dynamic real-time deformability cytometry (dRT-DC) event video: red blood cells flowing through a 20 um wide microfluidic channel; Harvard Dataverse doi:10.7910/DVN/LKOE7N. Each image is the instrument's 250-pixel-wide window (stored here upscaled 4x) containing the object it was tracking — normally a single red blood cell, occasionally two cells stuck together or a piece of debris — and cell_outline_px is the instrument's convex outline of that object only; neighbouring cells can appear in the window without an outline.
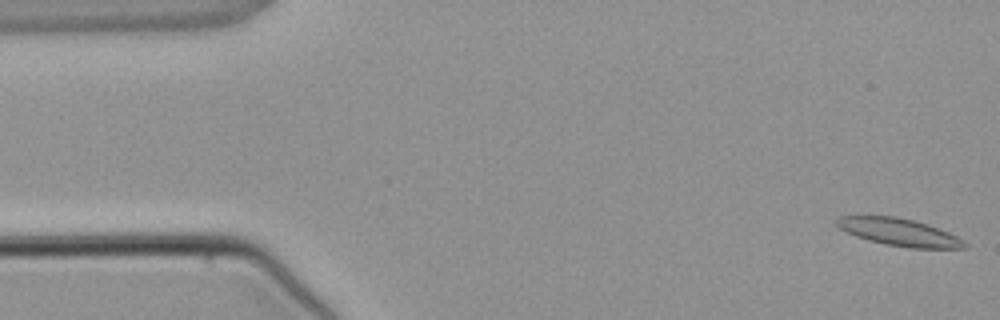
{"species": "common noctule bat (a hibernating species)", "species_latin": "Nyctalus noctula", "temperature_condition": "warm", "stored_images_in_passage": 4, "camera_frame_rate_fps": 3000, "um_per_image_px": 0.085, "animal": {"sex": "male", "body_mass_g": 21.5, "forearm_length_mm": 52.0}, "frame": {"image": 1, "passage_image": 1, "time_ms": 0.0, "image_size_px": [1000, 320], "cell_outline_px": [[968, 248], [908, 248], [884, 244], [868, 240], [856, 236], [840, 228], [836, 224], [836, 220], [840, 216], [896, 216], [912, 220], [948, 232], [964, 240], [968, 244]], "centroid_in_image_um": [76.44, 19.75], "position_along_channel_um": 8.6, "area_um2": 20.17}}
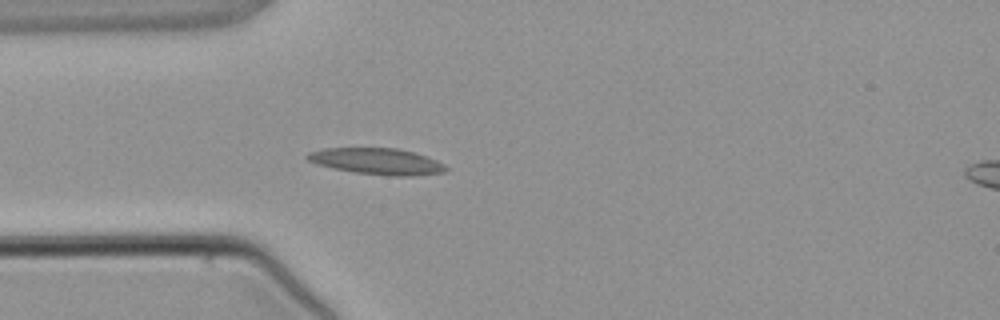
{"frame": {"image": 2, "passage_image": 4, "time_ms": 3.667, "image_size_px": [1000, 320], "cell_outline_px": [[448, 168], [444, 172], [412, 176], [388, 176], [352, 172], [332, 168], [316, 164], [308, 160], [304, 156], [308, 152], [324, 148], [400, 148], [428, 156], [444, 164]], "centroid_in_image_um": [32.03, 13.71], "position_along_channel_um": 53.0, "area_um2": 21.5}}